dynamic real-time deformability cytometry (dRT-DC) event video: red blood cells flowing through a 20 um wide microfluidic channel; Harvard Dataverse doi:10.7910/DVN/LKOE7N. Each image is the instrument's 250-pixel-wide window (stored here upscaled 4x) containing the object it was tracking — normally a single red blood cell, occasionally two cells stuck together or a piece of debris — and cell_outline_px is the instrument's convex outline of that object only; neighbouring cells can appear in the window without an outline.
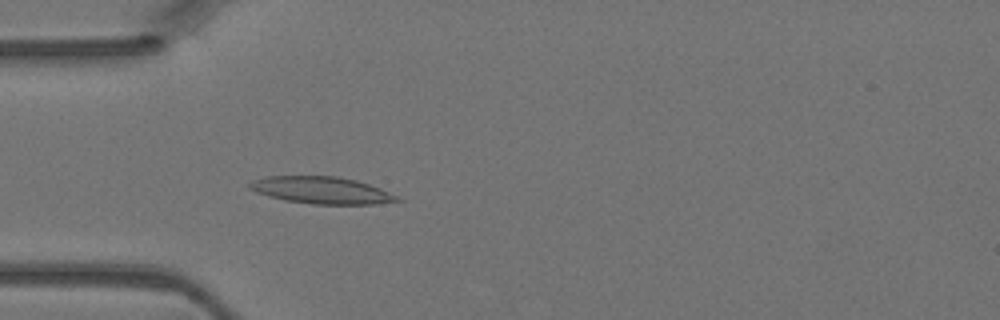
{"species": "Egyptian fruit bat (a non-hibernating species)", "species_latin": "Rousettus aegyptiacus", "temperature_condition": "warm", "stored_images_in_passage": 4, "camera_frame_rate_fps": 3000, "um_per_image_px": 0.085, "animal": {"sex": "female"}, "frame": {"image": 1, "passage_image": 4, "time_ms": 1.0, "image_size_px": [1000, 320], "cell_outline_px": [[404, 200], [372, 204], [312, 204], [284, 200], [268, 196], [256, 192], [248, 188], [248, 184], [252, 180], [264, 176], [336, 176], [356, 180], [380, 188]], "centroid_in_image_um": [27.27, 16.16], "position_along_channel_um": 57.7, "area_um2": 23.18}}